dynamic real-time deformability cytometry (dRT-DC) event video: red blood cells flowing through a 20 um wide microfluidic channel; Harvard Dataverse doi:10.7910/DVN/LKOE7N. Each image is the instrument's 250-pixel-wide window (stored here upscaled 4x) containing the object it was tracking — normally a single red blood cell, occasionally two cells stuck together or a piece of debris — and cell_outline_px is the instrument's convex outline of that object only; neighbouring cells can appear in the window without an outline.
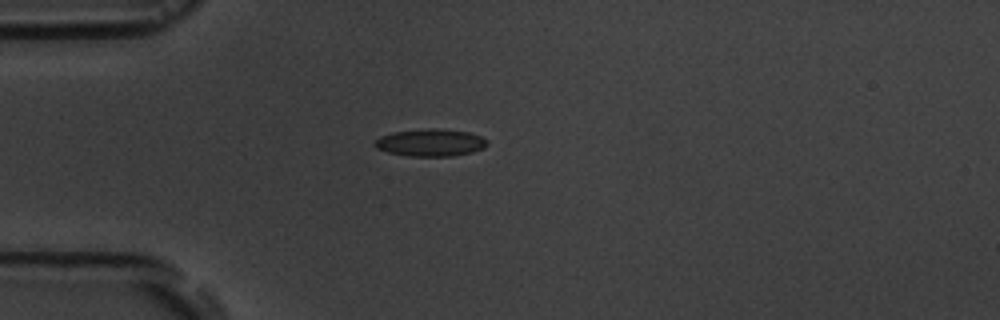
{"species": "common noctule bat (a hibernating species)", "species_latin": "Nyctalus noctula", "temperature_condition": "room temperature", "stored_images_in_passage": 1, "camera_frame_rate_fps": 3000, "um_per_image_px": 0.085, "animal": {"sex": "male", "body_mass_g": 19.5, "forearm_length_mm": 54.6}, "frame": {"image": 1, "passage_image": 1, "time_ms": 0.0, "image_size_px": [1000, 320], "cell_outline_px": [[488, 144], [484, 148], [472, 152], [452, 156], [408, 156], [388, 152], [376, 148], [372, 144], [380, 136], [392, 132], [468, 132], [480, 136], [488, 140]], "centroid_in_image_um": [36.58, 12.19], "position_along_channel_um": 48.4, "area_um2": 16.76}}